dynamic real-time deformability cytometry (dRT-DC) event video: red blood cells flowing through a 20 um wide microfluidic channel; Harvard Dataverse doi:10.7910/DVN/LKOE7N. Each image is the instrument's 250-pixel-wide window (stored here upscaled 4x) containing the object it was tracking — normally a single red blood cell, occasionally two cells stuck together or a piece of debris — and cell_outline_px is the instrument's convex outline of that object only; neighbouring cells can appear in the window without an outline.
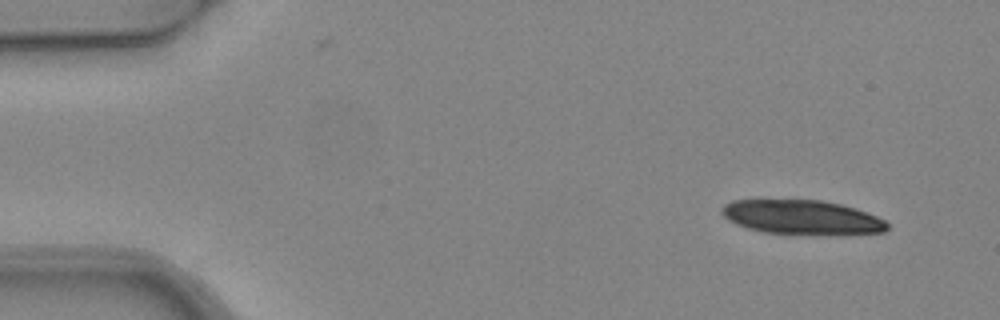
{"species": "common noctule bat (a hibernating species)", "species_latin": "Nyctalus noctula", "temperature_condition": "warm", "stored_images_in_passage": 4, "camera_frame_rate_fps": 3000, "um_per_image_px": 0.085, "animal": {"sex": "female", "body_mass_g": 24.6, "forearm_length_mm": 56.2}, "frame": {"image": 1, "passage_image": 1, "time_ms": 0.0, "image_size_px": [1000, 320], "cell_outline_px": [[888, 228], [884, 232], [764, 232], [748, 228], [736, 224], [728, 220], [720, 212], [720, 208], [724, 204], [732, 200], [820, 200], [840, 204], [856, 208], [876, 216], [884, 220], [888, 224]], "centroid_in_image_um": [68.07, 18.41], "position_along_channel_um": 16.9, "area_um2": 31.85}}